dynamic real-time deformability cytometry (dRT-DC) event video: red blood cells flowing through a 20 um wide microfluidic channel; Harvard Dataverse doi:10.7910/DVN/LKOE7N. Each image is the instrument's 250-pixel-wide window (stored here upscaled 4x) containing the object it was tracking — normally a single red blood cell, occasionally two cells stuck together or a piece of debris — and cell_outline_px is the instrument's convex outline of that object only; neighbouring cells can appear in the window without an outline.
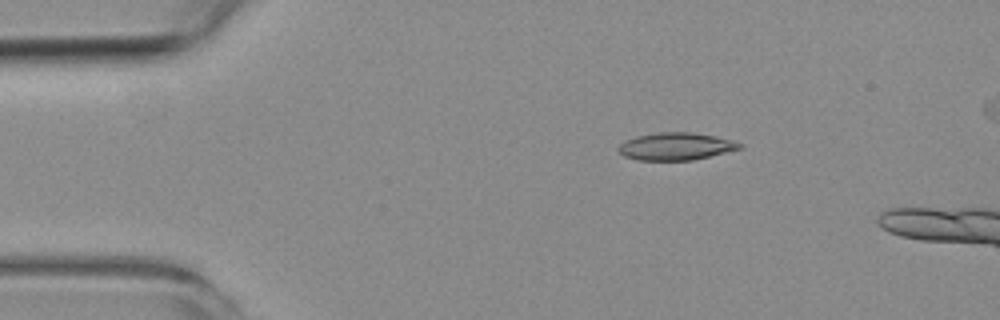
{"species": "common noctule bat (a hibernating species)", "species_latin": "Nyctalus noctula", "temperature_condition": "room temperature", "stored_images_in_passage": 2, "camera_frame_rate_fps": 3000, "um_per_image_px": 0.085, "animal": {"sex": "female", "body_mass_g": 19.3, "forearm_length_mm": 54.1}, "frame": {"image": 1, "passage_image": 1, "time_ms": 0.0, "image_size_px": [1000, 320], "cell_outline_px": [[744, 148], [692, 160], [636, 160], [624, 156], [616, 148], [620, 144], [636, 136], [660, 132], [692, 132], [716, 136], [732, 140], [744, 144]], "centroid_in_image_um": [57.48, 12.44], "position_along_channel_um": 27.5, "area_um2": 19.42}}